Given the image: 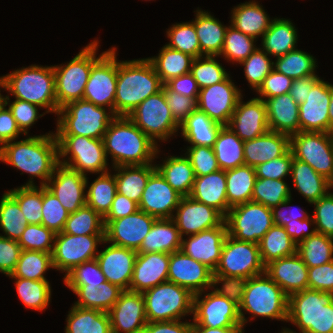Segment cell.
<instances>
[{
    "label": "cell",
    "mask_w": 333,
    "mask_h": 333,
    "mask_svg": "<svg viewBox=\"0 0 333 333\" xmlns=\"http://www.w3.org/2000/svg\"><path fill=\"white\" fill-rule=\"evenodd\" d=\"M0 161L30 176L24 186H35V177L41 180L40 186H45L59 164L56 135L49 132L7 142L0 146Z\"/></svg>",
    "instance_id": "obj_1"
},
{
    "label": "cell",
    "mask_w": 333,
    "mask_h": 333,
    "mask_svg": "<svg viewBox=\"0 0 333 333\" xmlns=\"http://www.w3.org/2000/svg\"><path fill=\"white\" fill-rule=\"evenodd\" d=\"M106 156L113 167L152 164L158 146L128 116H116L103 137Z\"/></svg>",
    "instance_id": "obj_2"
},
{
    "label": "cell",
    "mask_w": 333,
    "mask_h": 333,
    "mask_svg": "<svg viewBox=\"0 0 333 333\" xmlns=\"http://www.w3.org/2000/svg\"><path fill=\"white\" fill-rule=\"evenodd\" d=\"M163 83L147 59L117 60L115 116H128L141 102L159 92Z\"/></svg>",
    "instance_id": "obj_3"
},
{
    "label": "cell",
    "mask_w": 333,
    "mask_h": 333,
    "mask_svg": "<svg viewBox=\"0 0 333 333\" xmlns=\"http://www.w3.org/2000/svg\"><path fill=\"white\" fill-rule=\"evenodd\" d=\"M4 89L15 99L27 101L58 114L53 65H30L3 75Z\"/></svg>",
    "instance_id": "obj_4"
},
{
    "label": "cell",
    "mask_w": 333,
    "mask_h": 333,
    "mask_svg": "<svg viewBox=\"0 0 333 333\" xmlns=\"http://www.w3.org/2000/svg\"><path fill=\"white\" fill-rule=\"evenodd\" d=\"M288 302L289 296L265 272L249 278L239 305L242 328L248 321L247 312L252 319L265 317L287 322Z\"/></svg>",
    "instance_id": "obj_5"
},
{
    "label": "cell",
    "mask_w": 333,
    "mask_h": 333,
    "mask_svg": "<svg viewBox=\"0 0 333 333\" xmlns=\"http://www.w3.org/2000/svg\"><path fill=\"white\" fill-rule=\"evenodd\" d=\"M57 117L55 135L103 139L109 124L116 116L108 108L80 99L60 108Z\"/></svg>",
    "instance_id": "obj_6"
},
{
    "label": "cell",
    "mask_w": 333,
    "mask_h": 333,
    "mask_svg": "<svg viewBox=\"0 0 333 333\" xmlns=\"http://www.w3.org/2000/svg\"><path fill=\"white\" fill-rule=\"evenodd\" d=\"M98 47L99 41L94 40L82 48L67 64L53 66L58 109L70 102L83 99L92 65L105 53L102 52L97 57Z\"/></svg>",
    "instance_id": "obj_7"
},
{
    "label": "cell",
    "mask_w": 333,
    "mask_h": 333,
    "mask_svg": "<svg viewBox=\"0 0 333 333\" xmlns=\"http://www.w3.org/2000/svg\"><path fill=\"white\" fill-rule=\"evenodd\" d=\"M56 138L59 164L86 176L87 173L108 172L109 159L106 156L103 139L79 135H56Z\"/></svg>",
    "instance_id": "obj_8"
},
{
    "label": "cell",
    "mask_w": 333,
    "mask_h": 333,
    "mask_svg": "<svg viewBox=\"0 0 333 333\" xmlns=\"http://www.w3.org/2000/svg\"><path fill=\"white\" fill-rule=\"evenodd\" d=\"M142 294L147 322L182 320L193 314L194 295L176 283H160Z\"/></svg>",
    "instance_id": "obj_9"
},
{
    "label": "cell",
    "mask_w": 333,
    "mask_h": 333,
    "mask_svg": "<svg viewBox=\"0 0 333 333\" xmlns=\"http://www.w3.org/2000/svg\"><path fill=\"white\" fill-rule=\"evenodd\" d=\"M128 118L157 145V140L165 142L180 130L168 107L163 88L141 102Z\"/></svg>",
    "instance_id": "obj_10"
},
{
    "label": "cell",
    "mask_w": 333,
    "mask_h": 333,
    "mask_svg": "<svg viewBox=\"0 0 333 333\" xmlns=\"http://www.w3.org/2000/svg\"><path fill=\"white\" fill-rule=\"evenodd\" d=\"M225 223L229 236L257 244L274 225L271 208L254 201L230 208Z\"/></svg>",
    "instance_id": "obj_11"
},
{
    "label": "cell",
    "mask_w": 333,
    "mask_h": 333,
    "mask_svg": "<svg viewBox=\"0 0 333 333\" xmlns=\"http://www.w3.org/2000/svg\"><path fill=\"white\" fill-rule=\"evenodd\" d=\"M265 272L257 243L241 241L227 234L219 263L213 274L247 279Z\"/></svg>",
    "instance_id": "obj_12"
},
{
    "label": "cell",
    "mask_w": 333,
    "mask_h": 333,
    "mask_svg": "<svg viewBox=\"0 0 333 333\" xmlns=\"http://www.w3.org/2000/svg\"><path fill=\"white\" fill-rule=\"evenodd\" d=\"M290 150L295 159L309 164L327 180L333 175V135L302 132L290 135Z\"/></svg>",
    "instance_id": "obj_13"
},
{
    "label": "cell",
    "mask_w": 333,
    "mask_h": 333,
    "mask_svg": "<svg viewBox=\"0 0 333 333\" xmlns=\"http://www.w3.org/2000/svg\"><path fill=\"white\" fill-rule=\"evenodd\" d=\"M105 235H70L58 233L53 245V269L65 272L85 261L95 259L99 244H105Z\"/></svg>",
    "instance_id": "obj_14"
},
{
    "label": "cell",
    "mask_w": 333,
    "mask_h": 333,
    "mask_svg": "<svg viewBox=\"0 0 333 333\" xmlns=\"http://www.w3.org/2000/svg\"><path fill=\"white\" fill-rule=\"evenodd\" d=\"M204 293L206 291L193 296L192 326L242 327L237 304L214 290Z\"/></svg>",
    "instance_id": "obj_15"
},
{
    "label": "cell",
    "mask_w": 333,
    "mask_h": 333,
    "mask_svg": "<svg viewBox=\"0 0 333 333\" xmlns=\"http://www.w3.org/2000/svg\"><path fill=\"white\" fill-rule=\"evenodd\" d=\"M116 47L109 48L92 65L86 83L83 99L94 105L107 107L114 113V101L117 84Z\"/></svg>",
    "instance_id": "obj_16"
},
{
    "label": "cell",
    "mask_w": 333,
    "mask_h": 333,
    "mask_svg": "<svg viewBox=\"0 0 333 333\" xmlns=\"http://www.w3.org/2000/svg\"><path fill=\"white\" fill-rule=\"evenodd\" d=\"M230 75L222 82L200 89L197 109L217 123L228 125L230 118L243 96Z\"/></svg>",
    "instance_id": "obj_17"
},
{
    "label": "cell",
    "mask_w": 333,
    "mask_h": 333,
    "mask_svg": "<svg viewBox=\"0 0 333 333\" xmlns=\"http://www.w3.org/2000/svg\"><path fill=\"white\" fill-rule=\"evenodd\" d=\"M333 301V293L305 289L289 296L288 320L297 326L299 333H316V315L322 306ZM281 333H297L284 328Z\"/></svg>",
    "instance_id": "obj_18"
},
{
    "label": "cell",
    "mask_w": 333,
    "mask_h": 333,
    "mask_svg": "<svg viewBox=\"0 0 333 333\" xmlns=\"http://www.w3.org/2000/svg\"><path fill=\"white\" fill-rule=\"evenodd\" d=\"M156 219L142 210H137L131 215L104 221L105 241L137 251Z\"/></svg>",
    "instance_id": "obj_19"
},
{
    "label": "cell",
    "mask_w": 333,
    "mask_h": 333,
    "mask_svg": "<svg viewBox=\"0 0 333 333\" xmlns=\"http://www.w3.org/2000/svg\"><path fill=\"white\" fill-rule=\"evenodd\" d=\"M213 271L182 250L170 253L168 281L188 289L193 295L212 290Z\"/></svg>",
    "instance_id": "obj_20"
},
{
    "label": "cell",
    "mask_w": 333,
    "mask_h": 333,
    "mask_svg": "<svg viewBox=\"0 0 333 333\" xmlns=\"http://www.w3.org/2000/svg\"><path fill=\"white\" fill-rule=\"evenodd\" d=\"M172 219L183 238L186 235H195L217 227L225 220V217L215 208L196 201L190 196H184Z\"/></svg>",
    "instance_id": "obj_21"
},
{
    "label": "cell",
    "mask_w": 333,
    "mask_h": 333,
    "mask_svg": "<svg viewBox=\"0 0 333 333\" xmlns=\"http://www.w3.org/2000/svg\"><path fill=\"white\" fill-rule=\"evenodd\" d=\"M86 179V175L58 164L45 187L69 213H74L86 205Z\"/></svg>",
    "instance_id": "obj_22"
},
{
    "label": "cell",
    "mask_w": 333,
    "mask_h": 333,
    "mask_svg": "<svg viewBox=\"0 0 333 333\" xmlns=\"http://www.w3.org/2000/svg\"><path fill=\"white\" fill-rule=\"evenodd\" d=\"M108 314L112 333H142L147 324L143 294L124 290Z\"/></svg>",
    "instance_id": "obj_23"
},
{
    "label": "cell",
    "mask_w": 333,
    "mask_h": 333,
    "mask_svg": "<svg viewBox=\"0 0 333 333\" xmlns=\"http://www.w3.org/2000/svg\"><path fill=\"white\" fill-rule=\"evenodd\" d=\"M182 197L155 170L146 183L138 207L157 219L172 218Z\"/></svg>",
    "instance_id": "obj_24"
},
{
    "label": "cell",
    "mask_w": 333,
    "mask_h": 333,
    "mask_svg": "<svg viewBox=\"0 0 333 333\" xmlns=\"http://www.w3.org/2000/svg\"><path fill=\"white\" fill-rule=\"evenodd\" d=\"M306 98V101L299 104L300 131L330 133V83L321 78Z\"/></svg>",
    "instance_id": "obj_25"
},
{
    "label": "cell",
    "mask_w": 333,
    "mask_h": 333,
    "mask_svg": "<svg viewBox=\"0 0 333 333\" xmlns=\"http://www.w3.org/2000/svg\"><path fill=\"white\" fill-rule=\"evenodd\" d=\"M225 220L217 227L182 238L181 250L194 260L215 271L227 236Z\"/></svg>",
    "instance_id": "obj_26"
},
{
    "label": "cell",
    "mask_w": 333,
    "mask_h": 333,
    "mask_svg": "<svg viewBox=\"0 0 333 333\" xmlns=\"http://www.w3.org/2000/svg\"><path fill=\"white\" fill-rule=\"evenodd\" d=\"M238 101L227 125L242 140H251L269 131L265 101L254 97L247 102Z\"/></svg>",
    "instance_id": "obj_27"
},
{
    "label": "cell",
    "mask_w": 333,
    "mask_h": 333,
    "mask_svg": "<svg viewBox=\"0 0 333 333\" xmlns=\"http://www.w3.org/2000/svg\"><path fill=\"white\" fill-rule=\"evenodd\" d=\"M105 243L109 245L96 256L103 275L111 284L129 290L137 251Z\"/></svg>",
    "instance_id": "obj_28"
},
{
    "label": "cell",
    "mask_w": 333,
    "mask_h": 333,
    "mask_svg": "<svg viewBox=\"0 0 333 333\" xmlns=\"http://www.w3.org/2000/svg\"><path fill=\"white\" fill-rule=\"evenodd\" d=\"M169 260L168 253H138L129 290L143 293L160 283L167 282Z\"/></svg>",
    "instance_id": "obj_29"
},
{
    "label": "cell",
    "mask_w": 333,
    "mask_h": 333,
    "mask_svg": "<svg viewBox=\"0 0 333 333\" xmlns=\"http://www.w3.org/2000/svg\"><path fill=\"white\" fill-rule=\"evenodd\" d=\"M265 273L288 296L308 289V267L297 253L270 262Z\"/></svg>",
    "instance_id": "obj_30"
},
{
    "label": "cell",
    "mask_w": 333,
    "mask_h": 333,
    "mask_svg": "<svg viewBox=\"0 0 333 333\" xmlns=\"http://www.w3.org/2000/svg\"><path fill=\"white\" fill-rule=\"evenodd\" d=\"M289 147V135L269 130L261 136L244 141L245 165L255 168L259 164L281 157Z\"/></svg>",
    "instance_id": "obj_31"
},
{
    "label": "cell",
    "mask_w": 333,
    "mask_h": 333,
    "mask_svg": "<svg viewBox=\"0 0 333 333\" xmlns=\"http://www.w3.org/2000/svg\"><path fill=\"white\" fill-rule=\"evenodd\" d=\"M189 196L215 208L225 217L230 210L226 196V171L220 169L207 175L195 176Z\"/></svg>",
    "instance_id": "obj_32"
},
{
    "label": "cell",
    "mask_w": 333,
    "mask_h": 333,
    "mask_svg": "<svg viewBox=\"0 0 333 333\" xmlns=\"http://www.w3.org/2000/svg\"><path fill=\"white\" fill-rule=\"evenodd\" d=\"M270 131L293 135L300 131L299 104L289 93L265 100Z\"/></svg>",
    "instance_id": "obj_33"
},
{
    "label": "cell",
    "mask_w": 333,
    "mask_h": 333,
    "mask_svg": "<svg viewBox=\"0 0 333 333\" xmlns=\"http://www.w3.org/2000/svg\"><path fill=\"white\" fill-rule=\"evenodd\" d=\"M194 12H196L195 19L192 21L200 44V57L219 58L228 26L223 25L208 11L198 9Z\"/></svg>",
    "instance_id": "obj_34"
},
{
    "label": "cell",
    "mask_w": 333,
    "mask_h": 333,
    "mask_svg": "<svg viewBox=\"0 0 333 333\" xmlns=\"http://www.w3.org/2000/svg\"><path fill=\"white\" fill-rule=\"evenodd\" d=\"M230 18V25L254 39H258L259 36L262 38L274 20V18L271 19L267 15L263 6L255 0L234 6Z\"/></svg>",
    "instance_id": "obj_35"
},
{
    "label": "cell",
    "mask_w": 333,
    "mask_h": 333,
    "mask_svg": "<svg viewBox=\"0 0 333 333\" xmlns=\"http://www.w3.org/2000/svg\"><path fill=\"white\" fill-rule=\"evenodd\" d=\"M182 236L172 218L156 219L137 253H173L181 250Z\"/></svg>",
    "instance_id": "obj_36"
},
{
    "label": "cell",
    "mask_w": 333,
    "mask_h": 333,
    "mask_svg": "<svg viewBox=\"0 0 333 333\" xmlns=\"http://www.w3.org/2000/svg\"><path fill=\"white\" fill-rule=\"evenodd\" d=\"M66 286L78 296V300L73 305L106 313L113 307L124 291L119 286L108 281L94 285Z\"/></svg>",
    "instance_id": "obj_37"
},
{
    "label": "cell",
    "mask_w": 333,
    "mask_h": 333,
    "mask_svg": "<svg viewBox=\"0 0 333 333\" xmlns=\"http://www.w3.org/2000/svg\"><path fill=\"white\" fill-rule=\"evenodd\" d=\"M291 180L296 190L312 204L329 192L328 180L317 173L309 164L293 157Z\"/></svg>",
    "instance_id": "obj_38"
},
{
    "label": "cell",
    "mask_w": 333,
    "mask_h": 333,
    "mask_svg": "<svg viewBox=\"0 0 333 333\" xmlns=\"http://www.w3.org/2000/svg\"><path fill=\"white\" fill-rule=\"evenodd\" d=\"M297 29L286 18H274L262 36L261 47L271 57H279L297 48Z\"/></svg>",
    "instance_id": "obj_39"
},
{
    "label": "cell",
    "mask_w": 333,
    "mask_h": 333,
    "mask_svg": "<svg viewBox=\"0 0 333 333\" xmlns=\"http://www.w3.org/2000/svg\"><path fill=\"white\" fill-rule=\"evenodd\" d=\"M222 124L210 119L208 115L196 109L180 124L181 135L191 146L213 147Z\"/></svg>",
    "instance_id": "obj_40"
},
{
    "label": "cell",
    "mask_w": 333,
    "mask_h": 333,
    "mask_svg": "<svg viewBox=\"0 0 333 333\" xmlns=\"http://www.w3.org/2000/svg\"><path fill=\"white\" fill-rule=\"evenodd\" d=\"M117 193L139 204L150 175L156 170L155 164L113 167ZM117 171V172H116Z\"/></svg>",
    "instance_id": "obj_41"
},
{
    "label": "cell",
    "mask_w": 333,
    "mask_h": 333,
    "mask_svg": "<svg viewBox=\"0 0 333 333\" xmlns=\"http://www.w3.org/2000/svg\"><path fill=\"white\" fill-rule=\"evenodd\" d=\"M156 170L180 195L189 196L195 181V174L189 159L184 156H168L162 164H155Z\"/></svg>",
    "instance_id": "obj_42"
},
{
    "label": "cell",
    "mask_w": 333,
    "mask_h": 333,
    "mask_svg": "<svg viewBox=\"0 0 333 333\" xmlns=\"http://www.w3.org/2000/svg\"><path fill=\"white\" fill-rule=\"evenodd\" d=\"M71 307L65 333H112L108 313L75 305Z\"/></svg>",
    "instance_id": "obj_43"
},
{
    "label": "cell",
    "mask_w": 333,
    "mask_h": 333,
    "mask_svg": "<svg viewBox=\"0 0 333 333\" xmlns=\"http://www.w3.org/2000/svg\"><path fill=\"white\" fill-rule=\"evenodd\" d=\"M256 179V170L249 165L226 170V196L230 208L251 201Z\"/></svg>",
    "instance_id": "obj_44"
},
{
    "label": "cell",
    "mask_w": 333,
    "mask_h": 333,
    "mask_svg": "<svg viewBox=\"0 0 333 333\" xmlns=\"http://www.w3.org/2000/svg\"><path fill=\"white\" fill-rule=\"evenodd\" d=\"M244 141H242L227 125L222 126L213 145L219 168L234 169L245 165Z\"/></svg>",
    "instance_id": "obj_45"
},
{
    "label": "cell",
    "mask_w": 333,
    "mask_h": 333,
    "mask_svg": "<svg viewBox=\"0 0 333 333\" xmlns=\"http://www.w3.org/2000/svg\"><path fill=\"white\" fill-rule=\"evenodd\" d=\"M163 84L171 78L190 73L193 57L164 45L158 56L147 58Z\"/></svg>",
    "instance_id": "obj_46"
},
{
    "label": "cell",
    "mask_w": 333,
    "mask_h": 333,
    "mask_svg": "<svg viewBox=\"0 0 333 333\" xmlns=\"http://www.w3.org/2000/svg\"><path fill=\"white\" fill-rule=\"evenodd\" d=\"M263 264L297 253V244L282 226L273 225L258 243Z\"/></svg>",
    "instance_id": "obj_47"
},
{
    "label": "cell",
    "mask_w": 333,
    "mask_h": 333,
    "mask_svg": "<svg viewBox=\"0 0 333 333\" xmlns=\"http://www.w3.org/2000/svg\"><path fill=\"white\" fill-rule=\"evenodd\" d=\"M88 183L87 177L86 205L104 217L109 212L117 193L115 175H112L109 171L101 173L89 186Z\"/></svg>",
    "instance_id": "obj_48"
},
{
    "label": "cell",
    "mask_w": 333,
    "mask_h": 333,
    "mask_svg": "<svg viewBox=\"0 0 333 333\" xmlns=\"http://www.w3.org/2000/svg\"><path fill=\"white\" fill-rule=\"evenodd\" d=\"M277 59V60H276ZM273 68L292 80L316 75V58L298 48L275 58Z\"/></svg>",
    "instance_id": "obj_49"
},
{
    "label": "cell",
    "mask_w": 333,
    "mask_h": 333,
    "mask_svg": "<svg viewBox=\"0 0 333 333\" xmlns=\"http://www.w3.org/2000/svg\"><path fill=\"white\" fill-rule=\"evenodd\" d=\"M297 254L308 268L333 261V238L316 232L297 245Z\"/></svg>",
    "instance_id": "obj_50"
},
{
    "label": "cell",
    "mask_w": 333,
    "mask_h": 333,
    "mask_svg": "<svg viewBox=\"0 0 333 333\" xmlns=\"http://www.w3.org/2000/svg\"><path fill=\"white\" fill-rule=\"evenodd\" d=\"M15 288L23 305L29 309L44 311L51 300V285L48 280H30L12 278Z\"/></svg>",
    "instance_id": "obj_51"
},
{
    "label": "cell",
    "mask_w": 333,
    "mask_h": 333,
    "mask_svg": "<svg viewBox=\"0 0 333 333\" xmlns=\"http://www.w3.org/2000/svg\"><path fill=\"white\" fill-rule=\"evenodd\" d=\"M28 225L17 200L7 191L0 200V236L18 241Z\"/></svg>",
    "instance_id": "obj_52"
},
{
    "label": "cell",
    "mask_w": 333,
    "mask_h": 333,
    "mask_svg": "<svg viewBox=\"0 0 333 333\" xmlns=\"http://www.w3.org/2000/svg\"><path fill=\"white\" fill-rule=\"evenodd\" d=\"M50 268L53 269L51 253L22 250L15 270L8 277L47 280L44 274Z\"/></svg>",
    "instance_id": "obj_53"
},
{
    "label": "cell",
    "mask_w": 333,
    "mask_h": 333,
    "mask_svg": "<svg viewBox=\"0 0 333 333\" xmlns=\"http://www.w3.org/2000/svg\"><path fill=\"white\" fill-rule=\"evenodd\" d=\"M63 233L70 235H105L103 217L93 208L84 205L74 213H69Z\"/></svg>",
    "instance_id": "obj_54"
},
{
    "label": "cell",
    "mask_w": 333,
    "mask_h": 333,
    "mask_svg": "<svg viewBox=\"0 0 333 333\" xmlns=\"http://www.w3.org/2000/svg\"><path fill=\"white\" fill-rule=\"evenodd\" d=\"M256 41L257 39H254L235 29L232 25H229L225 33L222 52L219 56L225 57L224 59L227 60V62H232V64L234 62L240 64L257 48Z\"/></svg>",
    "instance_id": "obj_55"
},
{
    "label": "cell",
    "mask_w": 333,
    "mask_h": 333,
    "mask_svg": "<svg viewBox=\"0 0 333 333\" xmlns=\"http://www.w3.org/2000/svg\"><path fill=\"white\" fill-rule=\"evenodd\" d=\"M291 197V190L284 179L257 178L253 188L251 201L272 208Z\"/></svg>",
    "instance_id": "obj_56"
},
{
    "label": "cell",
    "mask_w": 333,
    "mask_h": 333,
    "mask_svg": "<svg viewBox=\"0 0 333 333\" xmlns=\"http://www.w3.org/2000/svg\"><path fill=\"white\" fill-rule=\"evenodd\" d=\"M170 39L166 45L172 49L190 55L194 59L200 57V44L193 21L172 24L166 30Z\"/></svg>",
    "instance_id": "obj_57"
},
{
    "label": "cell",
    "mask_w": 333,
    "mask_h": 333,
    "mask_svg": "<svg viewBox=\"0 0 333 333\" xmlns=\"http://www.w3.org/2000/svg\"><path fill=\"white\" fill-rule=\"evenodd\" d=\"M8 192L17 200L28 224L42 222V186H20Z\"/></svg>",
    "instance_id": "obj_58"
},
{
    "label": "cell",
    "mask_w": 333,
    "mask_h": 333,
    "mask_svg": "<svg viewBox=\"0 0 333 333\" xmlns=\"http://www.w3.org/2000/svg\"><path fill=\"white\" fill-rule=\"evenodd\" d=\"M216 60V56H201L193 59L190 74L200 89L224 81L230 74Z\"/></svg>",
    "instance_id": "obj_59"
},
{
    "label": "cell",
    "mask_w": 333,
    "mask_h": 333,
    "mask_svg": "<svg viewBox=\"0 0 333 333\" xmlns=\"http://www.w3.org/2000/svg\"><path fill=\"white\" fill-rule=\"evenodd\" d=\"M240 65L244 66L246 80L255 92L262 85L264 78L274 69V61L270 60V56L260 47H257Z\"/></svg>",
    "instance_id": "obj_60"
},
{
    "label": "cell",
    "mask_w": 333,
    "mask_h": 333,
    "mask_svg": "<svg viewBox=\"0 0 333 333\" xmlns=\"http://www.w3.org/2000/svg\"><path fill=\"white\" fill-rule=\"evenodd\" d=\"M68 216L69 212L61 205L58 198L45 186H42L41 224L58 234L63 231Z\"/></svg>",
    "instance_id": "obj_61"
},
{
    "label": "cell",
    "mask_w": 333,
    "mask_h": 333,
    "mask_svg": "<svg viewBox=\"0 0 333 333\" xmlns=\"http://www.w3.org/2000/svg\"><path fill=\"white\" fill-rule=\"evenodd\" d=\"M56 234L42 224H28L18 244L22 250L52 253Z\"/></svg>",
    "instance_id": "obj_62"
},
{
    "label": "cell",
    "mask_w": 333,
    "mask_h": 333,
    "mask_svg": "<svg viewBox=\"0 0 333 333\" xmlns=\"http://www.w3.org/2000/svg\"><path fill=\"white\" fill-rule=\"evenodd\" d=\"M63 280L65 285H94L107 281L96 258L75 266Z\"/></svg>",
    "instance_id": "obj_63"
},
{
    "label": "cell",
    "mask_w": 333,
    "mask_h": 333,
    "mask_svg": "<svg viewBox=\"0 0 333 333\" xmlns=\"http://www.w3.org/2000/svg\"><path fill=\"white\" fill-rule=\"evenodd\" d=\"M3 103L8 106L9 110L11 111L13 117L16 120L20 131L23 133V135L27 136L29 132L28 128L35 124V122L38 121L39 117H42L46 113L44 112L43 114H38V108L41 107L27 101L15 99L11 103L9 95L3 97Z\"/></svg>",
    "instance_id": "obj_64"
},
{
    "label": "cell",
    "mask_w": 333,
    "mask_h": 333,
    "mask_svg": "<svg viewBox=\"0 0 333 333\" xmlns=\"http://www.w3.org/2000/svg\"><path fill=\"white\" fill-rule=\"evenodd\" d=\"M185 156L189 159L195 176L207 175L220 170L213 147L188 146Z\"/></svg>",
    "instance_id": "obj_65"
},
{
    "label": "cell",
    "mask_w": 333,
    "mask_h": 333,
    "mask_svg": "<svg viewBox=\"0 0 333 333\" xmlns=\"http://www.w3.org/2000/svg\"><path fill=\"white\" fill-rule=\"evenodd\" d=\"M248 279L239 276L213 274L212 289L238 306L241 304ZM221 285L219 288L217 286ZM216 287V288H215Z\"/></svg>",
    "instance_id": "obj_66"
},
{
    "label": "cell",
    "mask_w": 333,
    "mask_h": 333,
    "mask_svg": "<svg viewBox=\"0 0 333 333\" xmlns=\"http://www.w3.org/2000/svg\"><path fill=\"white\" fill-rule=\"evenodd\" d=\"M313 204L315 212L312 214L316 232L333 238V194L328 192Z\"/></svg>",
    "instance_id": "obj_67"
},
{
    "label": "cell",
    "mask_w": 333,
    "mask_h": 333,
    "mask_svg": "<svg viewBox=\"0 0 333 333\" xmlns=\"http://www.w3.org/2000/svg\"><path fill=\"white\" fill-rule=\"evenodd\" d=\"M168 107L174 120L180 125L197 109V99L171 91L165 84L162 86Z\"/></svg>",
    "instance_id": "obj_68"
},
{
    "label": "cell",
    "mask_w": 333,
    "mask_h": 333,
    "mask_svg": "<svg viewBox=\"0 0 333 333\" xmlns=\"http://www.w3.org/2000/svg\"><path fill=\"white\" fill-rule=\"evenodd\" d=\"M293 155L289 149L279 158L269 160L255 167L257 178L282 180L290 175Z\"/></svg>",
    "instance_id": "obj_69"
},
{
    "label": "cell",
    "mask_w": 333,
    "mask_h": 333,
    "mask_svg": "<svg viewBox=\"0 0 333 333\" xmlns=\"http://www.w3.org/2000/svg\"><path fill=\"white\" fill-rule=\"evenodd\" d=\"M292 79L273 69L265 78L262 85L256 91L258 98L264 101L267 98L287 94L292 85Z\"/></svg>",
    "instance_id": "obj_70"
},
{
    "label": "cell",
    "mask_w": 333,
    "mask_h": 333,
    "mask_svg": "<svg viewBox=\"0 0 333 333\" xmlns=\"http://www.w3.org/2000/svg\"><path fill=\"white\" fill-rule=\"evenodd\" d=\"M308 289L333 293V261L308 268Z\"/></svg>",
    "instance_id": "obj_71"
},
{
    "label": "cell",
    "mask_w": 333,
    "mask_h": 333,
    "mask_svg": "<svg viewBox=\"0 0 333 333\" xmlns=\"http://www.w3.org/2000/svg\"><path fill=\"white\" fill-rule=\"evenodd\" d=\"M18 241L0 236V272L6 276L11 275L21 254Z\"/></svg>",
    "instance_id": "obj_72"
},
{
    "label": "cell",
    "mask_w": 333,
    "mask_h": 333,
    "mask_svg": "<svg viewBox=\"0 0 333 333\" xmlns=\"http://www.w3.org/2000/svg\"><path fill=\"white\" fill-rule=\"evenodd\" d=\"M291 200L292 196L280 203L278 206L271 208L274 225L284 227L288 222L294 223L297 222V220H305L310 217V214H308L304 209H295L294 212L293 208H291L292 210L290 211V207H292L290 206V203L292 202ZM286 208H289L287 209L289 211L286 212ZM296 211L299 212L297 213Z\"/></svg>",
    "instance_id": "obj_73"
},
{
    "label": "cell",
    "mask_w": 333,
    "mask_h": 333,
    "mask_svg": "<svg viewBox=\"0 0 333 333\" xmlns=\"http://www.w3.org/2000/svg\"><path fill=\"white\" fill-rule=\"evenodd\" d=\"M20 134H23L11 111L2 102L0 104V145L17 140Z\"/></svg>",
    "instance_id": "obj_74"
},
{
    "label": "cell",
    "mask_w": 333,
    "mask_h": 333,
    "mask_svg": "<svg viewBox=\"0 0 333 333\" xmlns=\"http://www.w3.org/2000/svg\"><path fill=\"white\" fill-rule=\"evenodd\" d=\"M139 210L138 204L128 197L116 193L109 212L103 217L104 221H113L128 215H131Z\"/></svg>",
    "instance_id": "obj_75"
},
{
    "label": "cell",
    "mask_w": 333,
    "mask_h": 333,
    "mask_svg": "<svg viewBox=\"0 0 333 333\" xmlns=\"http://www.w3.org/2000/svg\"><path fill=\"white\" fill-rule=\"evenodd\" d=\"M165 85L174 92L178 94L198 98L200 88L194 79V77L188 73L185 75H181L179 77L171 78L169 81L165 83Z\"/></svg>",
    "instance_id": "obj_76"
},
{
    "label": "cell",
    "mask_w": 333,
    "mask_h": 333,
    "mask_svg": "<svg viewBox=\"0 0 333 333\" xmlns=\"http://www.w3.org/2000/svg\"><path fill=\"white\" fill-rule=\"evenodd\" d=\"M142 333H192V322L187 320L147 322Z\"/></svg>",
    "instance_id": "obj_77"
},
{
    "label": "cell",
    "mask_w": 333,
    "mask_h": 333,
    "mask_svg": "<svg viewBox=\"0 0 333 333\" xmlns=\"http://www.w3.org/2000/svg\"><path fill=\"white\" fill-rule=\"evenodd\" d=\"M311 225H315L313 216L305 220H297V222L294 223L288 222L285 224L284 228L286 229V232L292 238V240L298 245L304 239L316 233L315 227L309 230V228H311Z\"/></svg>",
    "instance_id": "obj_78"
},
{
    "label": "cell",
    "mask_w": 333,
    "mask_h": 333,
    "mask_svg": "<svg viewBox=\"0 0 333 333\" xmlns=\"http://www.w3.org/2000/svg\"><path fill=\"white\" fill-rule=\"evenodd\" d=\"M320 79L318 76H309L293 80L289 91L290 96L297 104L303 103L306 101L309 91Z\"/></svg>",
    "instance_id": "obj_79"
},
{
    "label": "cell",
    "mask_w": 333,
    "mask_h": 333,
    "mask_svg": "<svg viewBox=\"0 0 333 333\" xmlns=\"http://www.w3.org/2000/svg\"><path fill=\"white\" fill-rule=\"evenodd\" d=\"M316 333H333V301L317 312Z\"/></svg>",
    "instance_id": "obj_80"
}]
</instances>
